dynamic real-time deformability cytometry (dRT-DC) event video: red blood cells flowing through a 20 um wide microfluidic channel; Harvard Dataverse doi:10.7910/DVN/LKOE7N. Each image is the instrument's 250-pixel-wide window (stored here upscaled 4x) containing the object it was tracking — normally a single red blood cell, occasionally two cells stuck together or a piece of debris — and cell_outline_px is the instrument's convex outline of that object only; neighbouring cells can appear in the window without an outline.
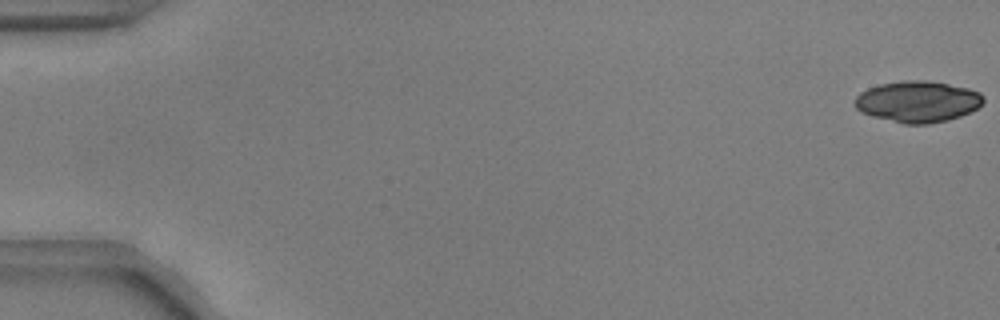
{"species": "common noctule bat (a hibernating species)", "species_latin": "Nyctalus noctula", "temperature_condition": "warm", "stored_images_in_passage": 49, "camera_frame_rate_fps": 3000, "um_per_image_px": 0.085, "animal": {"sex": "male", "body_mass_g": 17.9, "forearm_length_mm": 54.2}, "frame": {"image": 1, "passage_image": 1, "time_ms": 0.0, "image_size_px": [1000, 320], "cell_outline_px": [[984, 100], [976, 108], [960, 116], [948, 120], [928, 124], [904, 124], [872, 116], [860, 112], [856, 108], [856, 96], [860, 92], [868, 88], [880, 84], [904, 80], [928, 80], [968, 88], [980, 92], [984, 96]], "centroid_in_image_um": [78.0, 8.63], "position_along_channel_um": 7.0, "area_um2": 30.87}}